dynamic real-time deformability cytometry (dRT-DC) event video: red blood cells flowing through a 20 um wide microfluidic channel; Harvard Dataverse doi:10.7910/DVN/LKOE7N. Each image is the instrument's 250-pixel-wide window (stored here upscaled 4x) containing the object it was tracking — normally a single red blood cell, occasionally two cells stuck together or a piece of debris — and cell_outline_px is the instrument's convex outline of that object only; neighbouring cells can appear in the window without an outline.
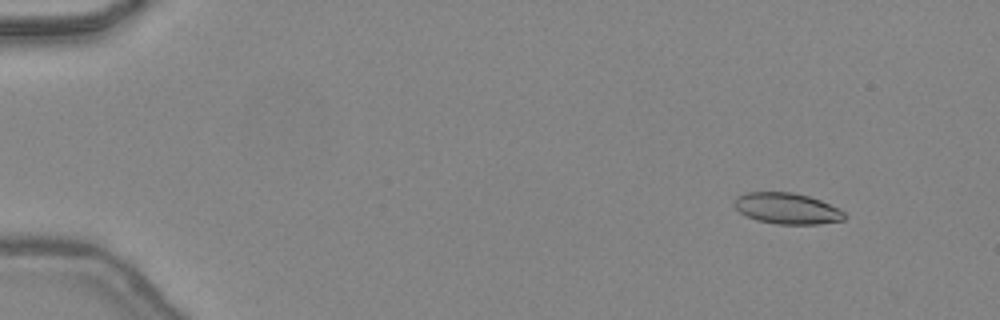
{"species": "common noctule bat (a hibernating species)", "species_latin": "Nyctalus noctula", "temperature_condition": "warm", "stored_images_in_passage": 49, "camera_frame_rate_fps": 3000, "um_per_image_px": 0.085, "animal": {"sex": "female", "body_mass_g": 24.6, "forearm_length_mm": 56.2}, "frame": {"image": 1, "passage_image": 6, "time_ms": 1.667, "image_size_px": [1000, 320], "cell_outline_px": [[844, 220], [820, 224], [776, 224], [756, 220], [744, 216], [732, 204], [736, 196], [744, 192], [792, 192], [808, 196], [820, 200], [840, 208], [844, 212]], "centroid_in_image_um": [66.86, 17.72], "position_along_channel_um": 18.1, "area_um2": 20.17}}
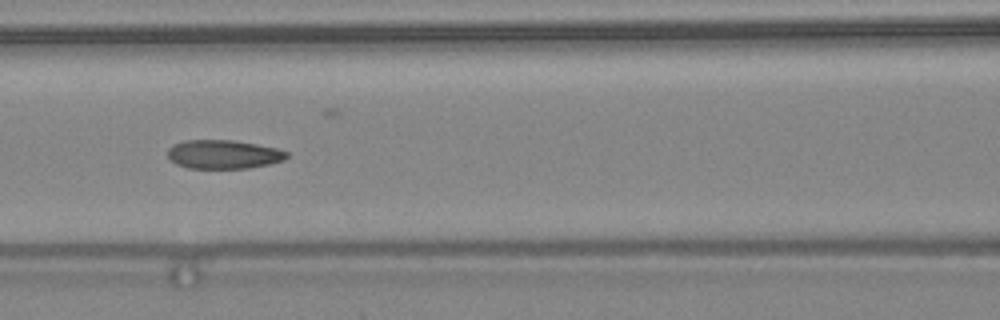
{"frame": {"image": 2, "passage_image": 23, "time_ms": 7.333, "image_size_px": [1000, 320], "cell_outline_px": [[288, 156], [284, 160], [268, 164], [248, 168], [188, 168], [176, 164], [168, 160], [168, 148], [172, 144], [184, 140], [232, 140], [256, 144], [276, 148], [288, 152]], "centroid_in_image_um": [18.95, 13.11], "position_along_channel_um": 147.6, "area_um2": 20.06}}
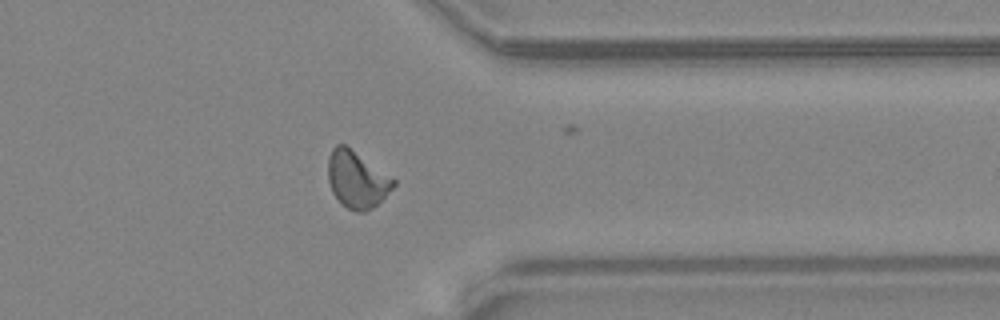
{"frame": {"image": 3, "passage_image": 39, "time_ms": 12.667, "image_size_px": [1000, 320], "cell_outline_px": [[396, 184], [372, 208], [364, 212], [356, 212], [348, 208], [332, 192], [328, 180], [328, 156], [332, 148], [336, 144], [344, 144], [396, 180]], "centroid_in_image_um": [30.31, 15.25], "position_along_channel_um": 381.1, "area_um2": 21.21}, "authors_computed_cell_mechanics": {"area_um2": 20.4612, "velocity_mm_per_s": 4.4795, "shape_relaxation_time_tau1_ms": 11.2108, "shape_relaxation_time_tau2_ms": 1.4889, "deformation_change_tau1": 0.2573, "deformation_change_tau2": 0.0812}}